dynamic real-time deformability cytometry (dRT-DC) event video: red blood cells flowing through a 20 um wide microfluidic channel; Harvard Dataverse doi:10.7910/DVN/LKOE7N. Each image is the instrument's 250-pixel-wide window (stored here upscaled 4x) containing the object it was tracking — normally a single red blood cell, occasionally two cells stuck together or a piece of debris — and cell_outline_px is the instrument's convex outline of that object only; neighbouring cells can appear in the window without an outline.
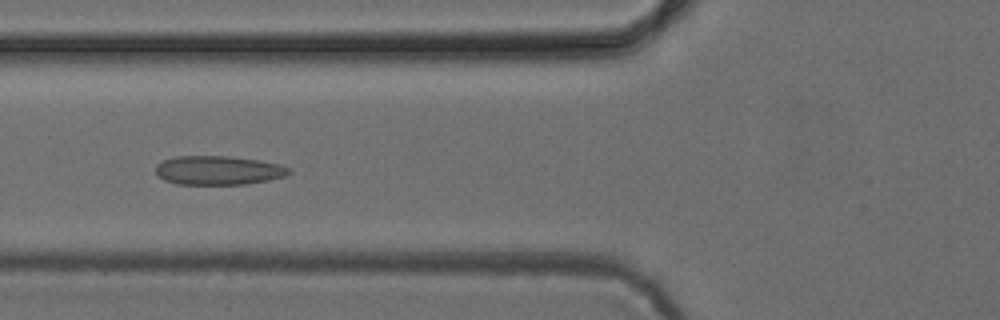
{"species": "common noctule bat (a hibernating species)", "species_latin": "Nyctalus noctula", "temperature_condition": "cold", "stored_images_in_passage": 8, "camera_frame_rate_fps": 3000, "um_per_image_px": 0.085, "animal": {"sex": "female", "body_mass_g": 24.6, "forearm_length_mm": 56.2}, "frame": {"image": 1, "passage_image": 6, "time_ms": 6.0, "image_size_px": [1000, 320], "cell_outline_px": [[292, 172], [284, 176], [268, 180], [248, 184], [176, 184], [164, 180], [156, 172], [156, 164], [172, 156], [228, 156], [260, 160], [280, 164], [292, 168]], "centroid_in_image_um": [18.58, 14.47], "position_along_channel_um": 107.2, "area_um2": 22.66}}
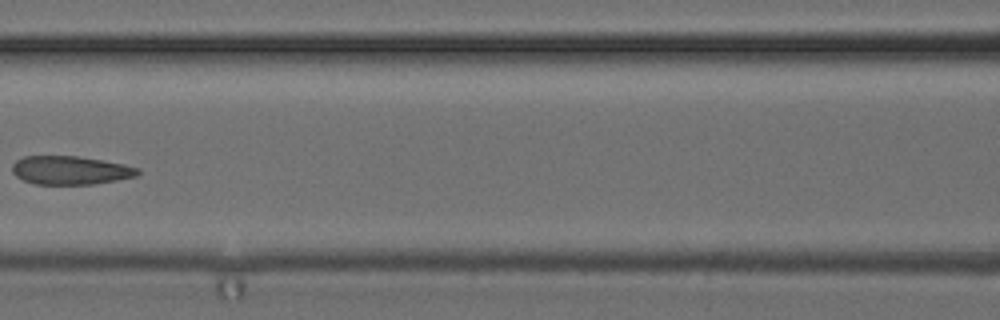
{"frame": {"image": 2, "passage_image": 7, "time_ms": 7.333, "image_size_px": [1000, 320], "cell_outline_px": [[140, 172], [136, 176], [116, 180], [92, 184], [36, 184], [24, 180], [16, 176], [12, 172], [12, 164], [16, 160], [24, 156], [76, 156], [104, 160], [124, 164], [140, 168]], "centroid_in_image_um": [5.98, 14.46], "position_along_channel_um": 160.6, "area_um2": 20.87}}
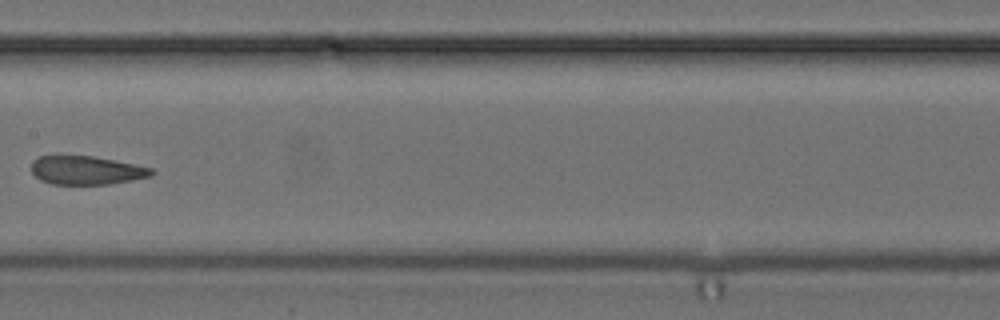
{"frame": {"image": 3, "passage_image": 8, "time_ms": 8.333, "image_size_px": [1000, 320], "cell_outline_px": [[156, 172], [152, 176], [132, 180], [108, 184], [52, 184], [40, 180], [32, 172], [32, 160], [40, 156], [56, 152], [92, 156], [152, 168]], "centroid_in_image_um": [7.27, 14.43], "position_along_channel_um": 200.1, "area_um2": 20.58}}